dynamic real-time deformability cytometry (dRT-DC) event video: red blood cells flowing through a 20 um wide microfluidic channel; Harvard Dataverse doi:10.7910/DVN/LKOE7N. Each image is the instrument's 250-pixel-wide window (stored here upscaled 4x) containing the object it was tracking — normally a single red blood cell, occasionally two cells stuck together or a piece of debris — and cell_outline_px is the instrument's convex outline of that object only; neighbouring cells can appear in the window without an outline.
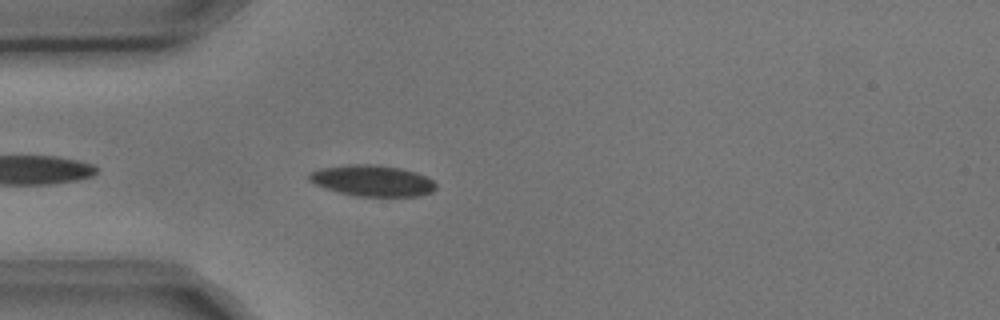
{"species": "common noctule bat (a hibernating species)", "species_latin": "Nyctalus noctula", "temperature_condition": "cold", "stored_images_in_passage": 4, "camera_frame_rate_fps": 3000, "um_per_image_px": 0.085, "animal": {"sex": "male", "body_mass_g": 17.9, "forearm_length_mm": 54.2}, "frame": {"image": 1, "passage_image": 4, "time_ms": 1.0, "image_size_px": [1000, 320], "cell_outline_px": [[436, 188], [432, 192], [420, 196], [356, 196], [324, 188], [308, 180], [308, 172], [320, 168], [348, 164], [376, 164], [400, 168], [416, 172], [432, 180], [436, 184]], "centroid_in_image_um": [31.63, 15.35], "position_along_channel_um": 53.4, "area_um2": 23.06}}